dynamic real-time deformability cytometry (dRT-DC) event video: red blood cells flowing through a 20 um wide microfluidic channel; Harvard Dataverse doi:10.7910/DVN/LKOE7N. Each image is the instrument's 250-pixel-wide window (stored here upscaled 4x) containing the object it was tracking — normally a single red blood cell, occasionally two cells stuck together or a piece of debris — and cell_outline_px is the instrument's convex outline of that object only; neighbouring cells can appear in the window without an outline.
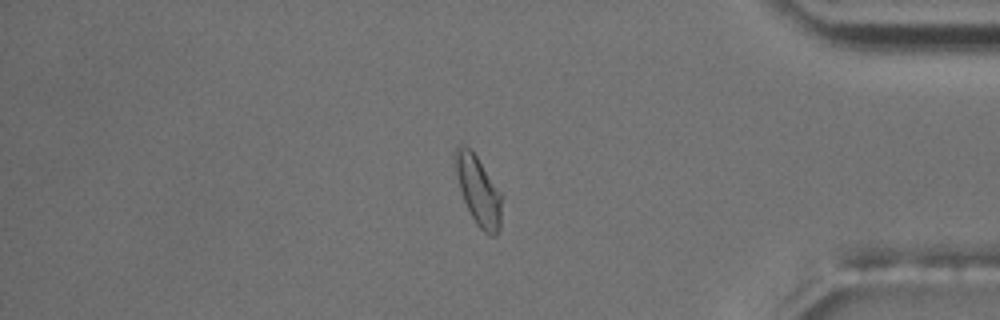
{"species": "common noctule bat (a hibernating species)", "species_latin": "Nyctalus noctula", "temperature_condition": "room temperature", "stored_images_in_passage": 55, "camera_frame_rate_fps": 3000, "um_per_image_px": 0.085, "animal": {"sex": "male", "body_mass_g": 17.5, "forearm_length_mm": 52.3}, "frame": {"image": 1, "passage_image": 47, "time_ms": 15.333, "image_size_px": [1000, 320], "cell_outline_px": [[500, 228], [496, 236], [492, 236], [484, 232], [476, 224], [464, 200], [460, 188], [452, 160], [452, 156], [456, 144], [460, 144], [472, 148], [500, 192]], "centroid_in_image_um": [40.6, 16.11], "position_along_channel_um": 394.6, "area_um2": 18.73}, "authors_computed_cell_mechanics": {"area_um2": 17.051, "velocity_mm_per_s": 3.6773, "shape_relaxation_time_tau1_ms": 5.7319, "shape_relaxation_time_tau2_ms": 1.814, "deformation_change_tau1": 0.1341, "deformation_change_tau2": 0.0686}}